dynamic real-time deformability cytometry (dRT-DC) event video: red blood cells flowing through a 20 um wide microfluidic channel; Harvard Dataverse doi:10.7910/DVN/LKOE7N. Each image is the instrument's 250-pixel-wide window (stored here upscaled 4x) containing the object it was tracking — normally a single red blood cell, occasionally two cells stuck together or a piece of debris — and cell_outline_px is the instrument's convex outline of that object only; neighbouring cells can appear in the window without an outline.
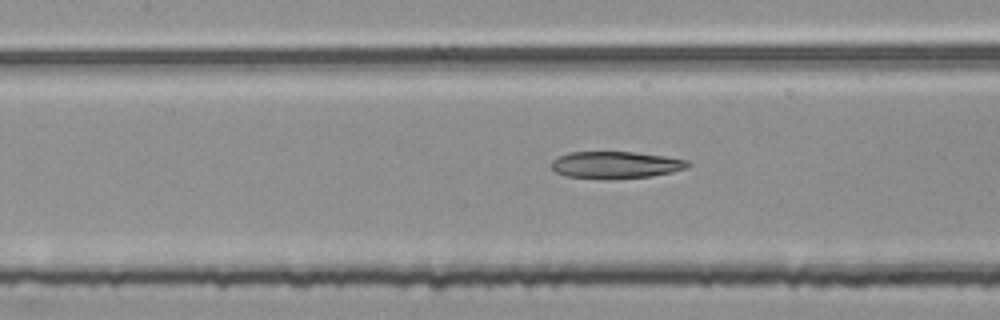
{"species": "common noctule bat (a hibernating species)", "species_latin": "Nyctalus noctula", "temperature_condition": "room temperature", "stored_images_in_passage": 54, "camera_frame_rate_fps": 3000, "um_per_image_px": 0.085, "animal": {"sex": "female", "body_mass_g": 25.1}, "frame": {"image": 1, "passage_image": 24, "time_ms": 7.667, "image_size_px": [1000, 320], "cell_outline_px": [[692, 164], [688, 168], [672, 172], [652, 176], [564, 176], [556, 172], [552, 168], [552, 160], [568, 152], [636, 152], [664, 156], [688, 160]], "centroid_in_image_um": [52.4, 13.96], "position_along_channel_um": 155.0, "area_um2": 20.52}}
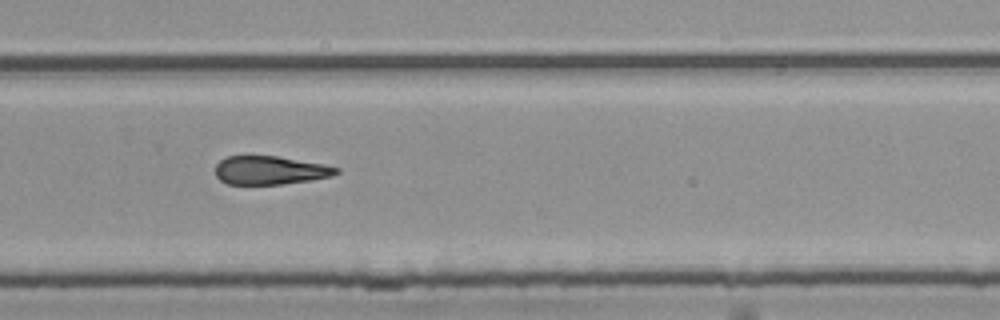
{"frame": {"image": 2, "passage_image": 36, "time_ms": 11.667, "image_size_px": [1000, 320], "cell_outline_px": [[340, 172], [332, 176], [312, 180], [280, 184], [228, 184], [220, 180], [216, 176], [216, 164], [220, 160], [228, 156], [244, 152], [276, 156], [324, 164], [340, 168]], "centroid_in_image_um": [22.92, 14.43], "position_along_channel_um": 306.9, "area_um2": 20.75}}
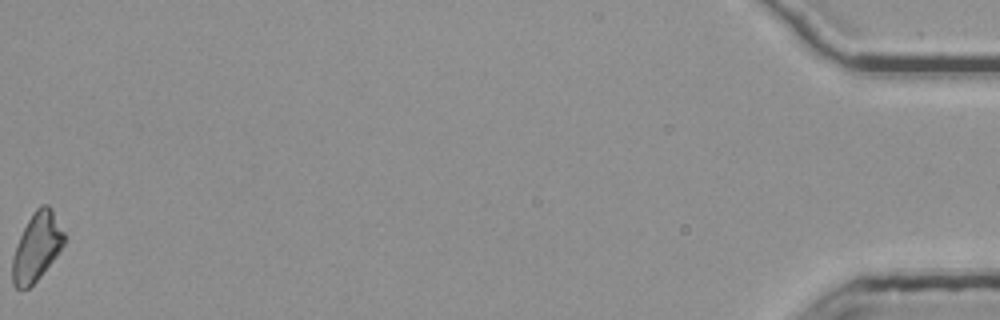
{"frame": {"image": 3, "passage_image": 54, "time_ms": 17.667, "image_size_px": [1000, 320], "cell_outline_px": [[68, 236], [64, 244], [56, 256], [40, 276], [28, 288], [16, 288], [12, 284], [12, 256], [20, 236], [28, 220], [36, 208], [40, 204], [48, 204]], "centroid_in_image_um": [3.14, 20.96], "position_along_channel_um": 432.1, "area_um2": 20.52}, "authors_computed_cell_mechanics": {"area_um2": 21.6461, "velocity_mm_per_s": 3.8199, "shape_relaxation_time_tau1_ms": null, "shape_relaxation_time_tau2_ms": 3.1576, "deformation_change_tau1": null, "deformation_change_tau2": 0.1319}}